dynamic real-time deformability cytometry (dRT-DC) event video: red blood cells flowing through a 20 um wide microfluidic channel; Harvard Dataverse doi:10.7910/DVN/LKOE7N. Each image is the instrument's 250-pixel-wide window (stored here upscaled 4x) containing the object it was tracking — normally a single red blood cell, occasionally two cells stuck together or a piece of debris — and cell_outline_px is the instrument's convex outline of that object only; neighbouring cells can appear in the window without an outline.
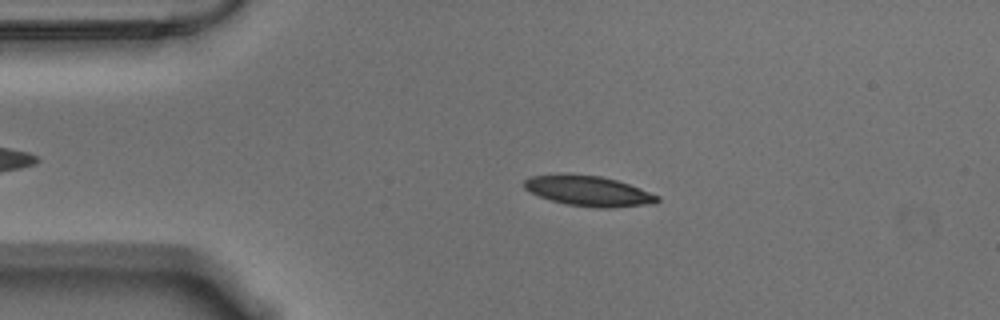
{"species": "Egyptian fruit bat (a non-hibernating species)", "species_latin": "Rousettus aegyptiacus", "temperature_condition": "warm", "stored_images_in_passage": 46, "camera_frame_rate_fps": 3000, "um_per_image_px": 0.085, "animal": {"sex": "male"}, "frame": {"image": 1, "passage_image": 11, "time_ms": 3.333, "image_size_px": [1000, 320], "cell_outline_px": [[660, 200], [652, 204], [608, 208], [600, 208], [568, 204], [552, 200], [540, 196], [524, 188], [524, 180], [532, 176], [556, 172], [564, 172], [600, 176], [616, 180], [640, 188], [660, 196]], "centroid_in_image_um": [50.01, 16.2], "position_along_channel_um": 35.0, "area_um2": 23.64}}
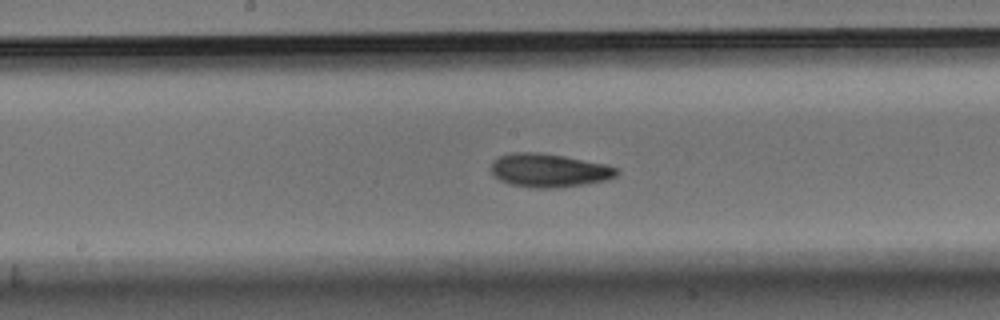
{"frame": {"image": 2, "passage_image": 28, "time_ms": 9.0, "image_size_px": [1000, 320], "cell_outline_px": [[620, 172], [616, 176], [604, 180], [584, 184], [556, 188], [532, 188], [512, 184], [500, 180], [492, 176], [488, 168], [492, 160], [500, 156], [512, 152], [540, 152], [564, 156], [604, 164], [616, 168]], "centroid_in_image_um": [46.58, 14.48], "position_along_channel_um": 201.6, "area_um2": 24.68}}
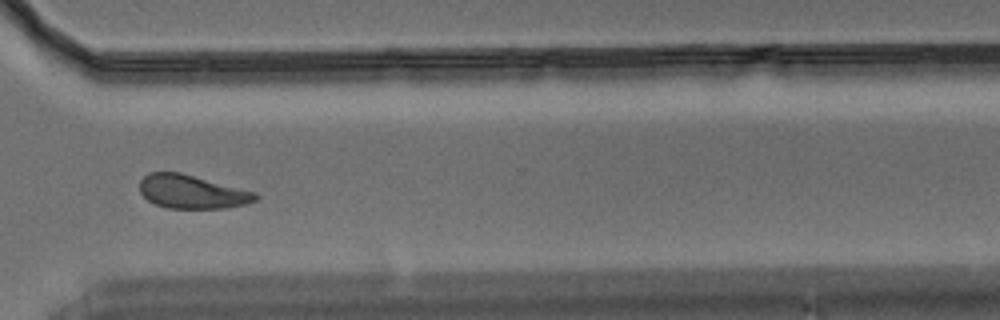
{"frame": {"image": 3, "passage_image": 41, "time_ms": 13.333, "image_size_px": [1000, 320], "cell_outline_px": [[260, 196], [256, 200], [244, 204], [224, 208], [168, 208], [156, 204], [148, 200], [140, 192], [140, 180], [148, 172], [180, 172], [256, 192]], "centroid_in_image_um": [16.31, 16.29], "position_along_channel_um": 354.3, "area_um2": 22.54}, "authors_computed_cell_mechanics": {"area_um2": 23.3223, "velocity_mm_per_s": 3.5289, "shape_relaxation_time_tau1_ms": 4.0802, "shape_relaxation_time_tau2_ms": 5.4101, "deformation_change_tau1": 0.1237, "deformation_change_tau2": 0.112}}